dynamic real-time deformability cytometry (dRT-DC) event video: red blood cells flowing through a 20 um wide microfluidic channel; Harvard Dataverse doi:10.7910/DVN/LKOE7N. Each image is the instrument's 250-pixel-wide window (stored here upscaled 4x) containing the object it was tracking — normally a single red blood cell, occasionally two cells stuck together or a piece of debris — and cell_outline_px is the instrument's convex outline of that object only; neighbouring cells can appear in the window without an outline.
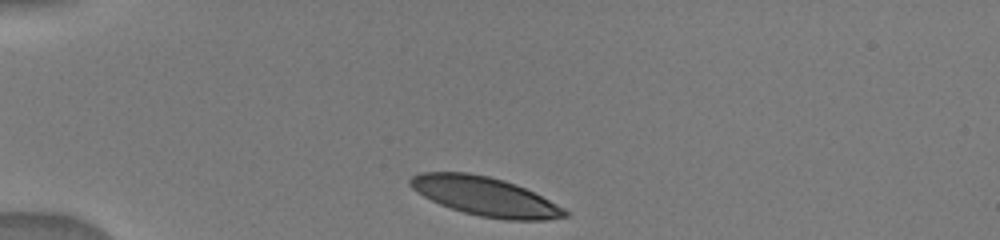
{"species": "human", "species_latin": "Homo sapiens", "temperature_condition": "warm", "stored_images_in_passage": 48, "camera_frame_rate_fps": 3000, "um_per_image_px": 0.085, "donor": {"sex": "male"}, "frame": {"image": 1, "passage_image": 1, "time_ms": 0.0, "image_size_px": [1000, 240], "cell_outline_px": [[568, 216], [548, 220], [504, 220], [480, 216], [464, 212], [440, 204], [416, 192], [408, 184], [408, 180], [412, 176], [420, 172], [468, 172], [488, 176], [504, 180], [516, 184], [564, 208], [568, 212]], "centroid_in_image_um": [41.21, 16.69], "position_along_channel_um": 43.8, "area_um2": 34.85}}
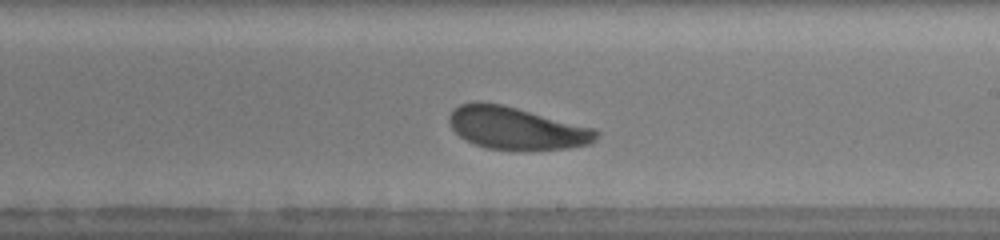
{"frame": {"image": 2, "passage_image": 25, "time_ms": 6.0, "image_size_px": [1000, 240], "cell_outline_px": [[600, 132], [596, 140], [592, 144], [568, 148], [516, 152], [484, 148], [464, 140], [452, 128], [448, 120], [448, 116], [460, 104], [476, 100], [480, 100], [504, 104], [596, 128]], "centroid_in_image_um": [43.92, 10.91], "position_along_channel_um": 245.1, "area_um2": 37.63}}
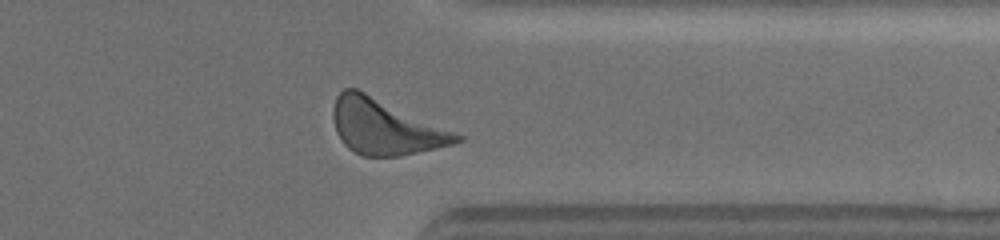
{"frame": {"image": 3, "passage_image": 41, "time_ms": 9.333, "image_size_px": [1000, 240], "cell_outline_px": [[464, 140], [452, 144], [436, 148], [400, 156], [364, 156], [348, 148], [344, 144], [336, 132], [332, 116], [332, 108], [336, 96], [344, 88], [356, 88], [464, 136]], "centroid_in_image_um": [32.71, 10.78], "position_along_channel_um": 378.7, "area_um2": 39.36}}